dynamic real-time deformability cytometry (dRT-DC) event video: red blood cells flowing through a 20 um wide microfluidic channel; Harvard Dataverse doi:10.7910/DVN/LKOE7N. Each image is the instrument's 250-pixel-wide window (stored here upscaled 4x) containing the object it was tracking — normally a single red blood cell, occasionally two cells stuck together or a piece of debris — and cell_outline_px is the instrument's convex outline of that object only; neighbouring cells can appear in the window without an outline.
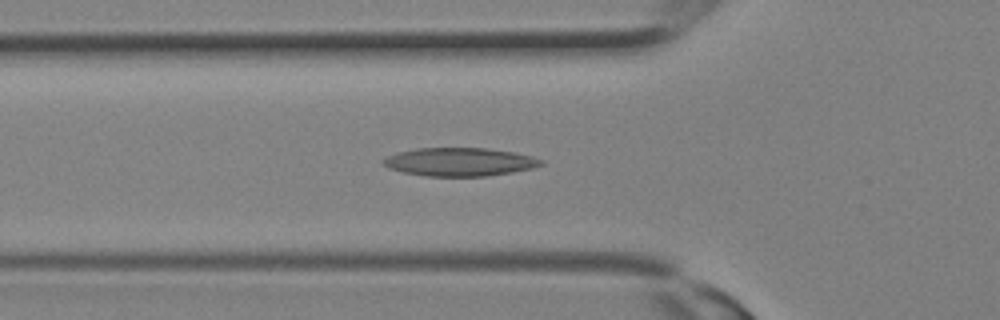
{"species": "Egyptian fruit bat (a non-hibernating species)", "species_latin": "Rousettus aegyptiacus", "temperature_condition": "room temperature", "stored_images_in_passage": 8, "camera_frame_rate_fps": 3000, "um_per_image_px": 0.085, "animal": {"sex": "female"}, "frame": {"image": 1, "passage_image": 4, "time_ms": 1.0, "image_size_px": [1000, 320], "cell_outline_px": [[544, 164], [532, 168], [512, 172], [484, 176], [428, 176], [404, 172], [388, 168], [380, 160], [396, 152], [416, 148], [488, 148], [516, 152], [532, 156], [544, 160]], "centroid_in_image_um": [39.08, 13.75], "position_along_channel_um": 86.7, "area_um2": 26.13}}
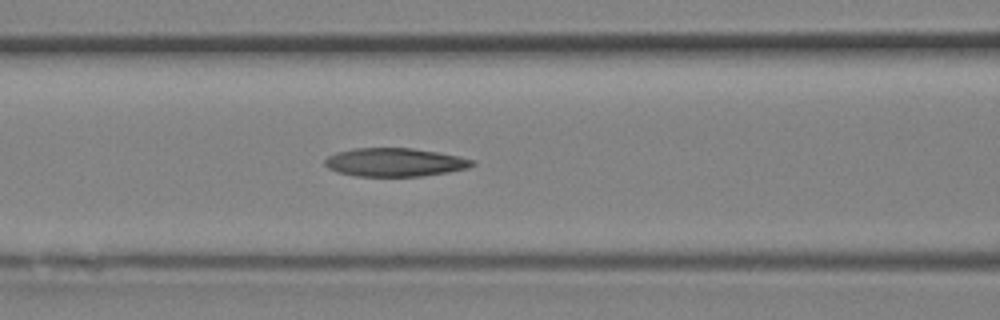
{"frame": {"image": 2, "passage_image": 6, "time_ms": 1.667, "image_size_px": [1000, 320], "cell_outline_px": [[476, 164], [468, 168], [448, 172], [420, 176], [356, 176], [336, 172], [328, 168], [324, 164], [324, 160], [328, 156], [336, 152], [352, 148], [412, 148], [436, 152], [476, 160]], "centroid_in_image_um": [33.53, 13.79], "position_along_channel_um": 133.1, "area_um2": 24.45}}
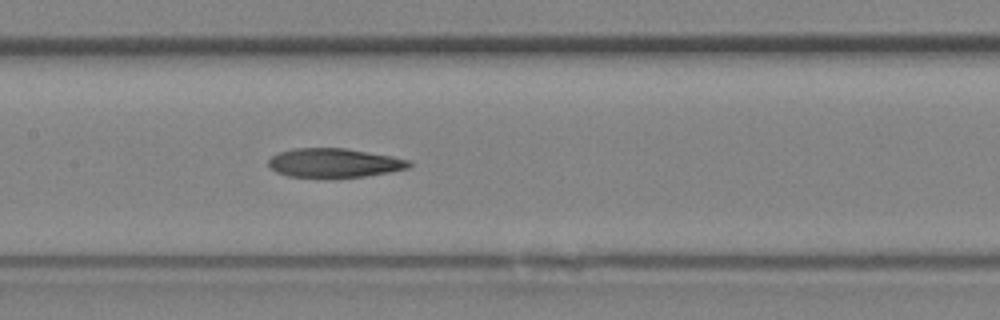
{"frame": {"image": 3, "passage_image": 8, "time_ms": 2.333, "image_size_px": [1000, 320], "cell_outline_px": [[412, 164], [408, 168], [388, 172], [364, 176], [328, 180], [288, 176], [276, 172], [268, 164], [268, 160], [272, 156], [280, 152], [296, 148], [344, 148], [392, 156], [412, 160]], "centroid_in_image_um": [28.4, 13.88], "position_along_channel_um": 179.0, "area_um2": 24.39}}